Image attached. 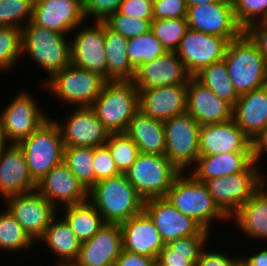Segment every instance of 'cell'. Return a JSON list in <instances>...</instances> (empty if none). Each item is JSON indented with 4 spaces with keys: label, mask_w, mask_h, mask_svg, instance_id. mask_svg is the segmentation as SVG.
<instances>
[{
    "label": "cell",
    "mask_w": 267,
    "mask_h": 266,
    "mask_svg": "<svg viewBox=\"0 0 267 266\" xmlns=\"http://www.w3.org/2000/svg\"><path fill=\"white\" fill-rule=\"evenodd\" d=\"M244 32L256 44L267 63V20H261L251 24Z\"/></svg>",
    "instance_id": "50"
},
{
    "label": "cell",
    "mask_w": 267,
    "mask_h": 266,
    "mask_svg": "<svg viewBox=\"0 0 267 266\" xmlns=\"http://www.w3.org/2000/svg\"><path fill=\"white\" fill-rule=\"evenodd\" d=\"M193 77L203 86L209 88L220 99L227 101L232 106L235 105L239 98L230 79L224 59L202 68Z\"/></svg>",
    "instance_id": "35"
},
{
    "label": "cell",
    "mask_w": 267,
    "mask_h": 266,
    "mask_svg": "<svg viewBox=\"0 0 267 266\" xmlns=\"http://www.w3.org/2000/svg\"><path fill=\"white\" fill-rule=\"evenodd\" d=\"M36 190L58 210L88 200V190L64 162L52 168L37 183Z\"/></svg>",
    "instance_id": "19"
},
{
    "label": "cell",
    "mask_w": 267,
    "mask_h": 266,
    "mask_svg": "<svg viewBox=\"0 0 267 266\" xmlns=\"http://www.w3.org/2000/svg\"><path fill=\"white\" fill-rule=\"evenodd\" d=\"M233 120L252 142L267 129V85L239 95Z\"/></svg>",
    "instance_id": "27"
},
{
    "label": "cell",
    "mask_w": 267,
    "mask_h": 266,
    "mask_svg": "<svg viewBox=\"0 0 267 266\" xmlns=\"http://www.w3.org/2000/svg\"><path fill=\"white\" fill-rule=\"evenodd\" d=\"M192 76L187 72L175 51H167L135 70L133 83L138 90L169 85L187 84Z\"/></svg>",
    "instance_id": "20"
},
{
    "label": "cell",
    "mask_w": 267,
    "mask_h": 266,
    "mask_svg": "<svg viewBox=\"0 0 267 266\" xmlns=\"http://www.w3.org/2000/svg\"><path fill=\"white\" fill-rule=\"evenodd\" d=\"M141 18L129 17L119 12L110 15L104 23L106 26L127 39L143 35L151 30V22Z\"/></svg>",
    "instance_id": "43"
},
{
    "label": "cell",
    "mask_w": 267,
    "mask_h": 266,
    "mask_svg": "<svg viewBox=\"0 0 267 266\" xmlns=\"http://www.w3.org/2000/svg\"><path fill=\"white\" fill-rule=\"evenodd\" d=\"M185 0H157L153 4V20L186 18Z\"/></svg>",
    "instance_id": "47"
},
{
    "label": "cell",
    "mask_w": 267,
    "mask_h": 266,
    "mask_svg": "<svg viewBox=\"0 0 267 266\" xmlns=\"http://www.w3.org/2000/svg\"><path fill=\"white\" fill-rule=\"evenodd\" d=\"M91 109L110 133H124L139 111V91L132 81H108Z\"/></svg>",
    "instance_id": "5"
},
{
    "label": "cell",
    "mask_w": 267,
    "mask_h": 266,
    "mask_svg": "<svg viewBox=\"0 0 267 266\" xmlns=\"http://www.w3.org/2000/svg\"><path fill=\"white\" fill-rule=\"evenodd\" d=\"M184 174L186 172H181L175 178L167 191L166 200L180 213L193 218L210 232L212 224L214 225L213 222L217 219L220 222L225 221V223L230 220L215 203L205 183L196 180L188 172L187 175Z\"/></svg>",
    "instance_id": "2"
},
{
    "label": "cell",
    "mask_w": 267,
    "mask_h": 266,
    "mask_svg": "<svg viewBox=\"0 0 267 266\" xmlns=\"http://www.w3.org/2000/svg\"><path fill=\"white\" fill-rule=\"evenodd\" d=\"M123 0H84V17L93 16L94 21L104 22L110 15L118 11Z\"/></svg>",
    "instance_id": "46"
},
{
    "label": "cell",
    "mask_w": 267,
    "mask_h": 266,
    "mask_svg": "<svg viewBox=\"0 0 267 266\" xmlns=\"http://www.w3.org/2000/svg\"><path fill=\"white\" fill-rule=\"evenodd\" d=\"M234 15L245 30L251 24L267 20V0H232Z\"/></svg>",
    "instance_id": "44"
},
{
    "label": "cell",
    "mask_w": 267,
    "mask_h": 266,
    "mask_svg": "<svg viewBox=\"0 0 267 266\" xmlns=\"http://www.w3.org/2000/svg\"><path fill=\"white\" fill-rule=\"evenodd\" d=\"M187 30L186 18L158 19L151 22V31L167 51H176Z\"/></svg>",
    "instance_id": "40"
},
{
    "label": "cell",
    "mask_w": 267,
    "mask_h": 266,
    "mask_svg": "<svg viewBox=\"0 0 267 266\" xmlns=\"http://www.w3.org/2000/svg\"><path fill=\"white\" fill-rule=\"evenodd\" d=\"M2 210L0 211V250H7L9 253L29 251L32 246L34 247L35 242L5 206Z\"/></svg>",
    "instance_id": "37"
},
{
    "label": "cell",
    "mask_w": 267,
    "mask_h": 266,
    "mask_svg": "<svg viewBox=\"0 0 267 266\" xmlns=\"http://www.w3.org/2000/svg\"><path fill=\"white\" fill-rule=\"evenodd\" d=\"M229 152H253V142L233 119L200 126L199 156Z\"/></svg>",
    "instance_id": "22"
},
{
    "label": "cell",
    "mask_w": 267,
    "mask_h": 266,
    "mask_svg": "<svg viewBox=\"0 0 267 266\" xmlns=\"http://www.w3.org/2000/svg\"><path fill=\"white\" fill-rule=\"evenodd\" d=\"M7 144L8 143L5 140L4 133H3V130H2V126H1V123H0V153L7 146Z\"/></svg>",
    "instance_id": "55"
},
{
    "label": "cell",
    "mask_w": 267,
    "mask_h": 266,
    "mask_svg": "<svg viewBox=\"0 0 267 266\" xmlns=\"http://www.w3.org/2000/svg\"><path fill=\"white\" fill-rule=\"evenodd\" d=\"M222 0H185L187 7L199 4L214 3Z\"/></svg>",
    "instance_id": "54"
},
{
    "label": "cell",
    "mask_w": 267,
    "mask_h": 266,
    "mask_svg": "<svg viewBox=\"0 0 267 266\" xmlns=\"http://www.w3.org/2000/svg\"><path fill=\"white\" fill-rule=\"evenodd\" d=\"M239 266H267V248L251 255L240 256Z\"/></svg>",
    "instance_id": "52"
},
{
    "label": "cell",
    "mask_w": 267,
    "mask_h": 266,
    "mask_svg": "<svg viewBox=\"0 0 267 266\" xmlns=\"http://www.w3.org/2000/svg\"><path fill=\"white\" fill-rule=\"evenodd\" d=\"M147 1L148 3H150L151 5H153L154 3H156L157 0H145Z\"/></svg>",
    "instance_id": "56"
},
{
    "label": "cell",
    "mask_w": 267,
    "mask_h": 266,
    "mask_svg": "<svg viewBox=\"0 0 267 266\" xmlns=\"http://www.w3.org/2000/svg\"><path fill=\"white\" fill-rule=\"evenodd\" d=\"M201 125L224 123L233 119V106L220 99L194 77L187 83V110Z\"/></svg>",
    "instance_id": "24"
},
{
    "label": "cell",
    "mask_w": 267,
    "mask_h": 266,
    "mask_svg": "<svg viewBox=\"0 0 267 266\" xmlns=\"http://www.w3.org/2000/svg\"><path fill=\"white\" fill-rule=\"evenodd\" d=\"M117 12L129 17L153 20V5L145 0H123Z\"/></svg>",
    "instance_id": "49"
},
{
    "label": "cell",
    "mask_w": 267,
    "mask_h": 266,
    "mask_svg": "<svg viewBox=\"0 0 267 266\" xmlns=\"http://www.w3.org/2000/svg\"><path fill=\"white\" fill-rule=\"evenodd\" d=\"M254 163L253 152H229L199 156L189 173L198 181L246 171Z\"/></svg>",
    "instance_id": "28"
},
{
    "label": "cell",
    "mask_w": 267,
    "mask_h": 266,
    "mask_svg": "<svg viewBox=\"0 0 267 266\" xmlns=\"http://www.w3.org/2000/svg\"><path fill=\"white\" fill-rule=\"evenodd\" d=\"M181 172L165 155L139 153L126 171L128 181L146 201L165 198L175 178Z\"/></svg>",
    "instance_id": "8"
},
{
    "label": "cell",
    "mask_w": 267,
    "mask_h": 266,
    "mask_svg": "<svg viewBox=\"0 0 267 266\" xmlns=\"http://www.w3.org/2000/svg\"><path fill=\"white\" fill-rule=\"evenodd\" d=\"M17 145L25 155L30 176L36 184L52 168L63 162V138L51 117Z\"/></svg>",
    "instance_id": "7"
},
{
    "label": "cell",
    "mask_w": 267,
    "mask_h": 266,
    "mask_svg": "<svg viewBox=\"0 0 267 266\" xmlns=\"http://www.w3.org/2000/svg\"><path fill=\"white\" fill-rule=\"evenodd\" d=\"M261 174V167L253 163L244 172L216 177L205 185L218 207L231 218L266 183Z\"/></svg>",
    "instance_id": "9"
},
{
    "label": "cell",
    "mask_w": 267,
    "mask_h": 266,
    "mask_svg": "<svg viewBox=\"0 0 267 266\" xmlns=\"http://www.w3.org/2000/svg\"><path fill=\"white\" fill-rule=\"evenodd\" d=\"M88 200L105 223L121 224L144 210L145 200L125 174L101 180L88 191Z\"/></svg>",
    "instance_id": "1"
},
{
    "label": "cell",
    "mask_w": 267,
    "mask_h": 266,
    "mask_svg": "<svg viewBox=\"0 0 267 266\" xmlns=\"http://www.w3.org/2000/svg\"><path fill=\"white\" fill-rule=\"evenodd\" d=\"M232 219L247 238L267 240V181L232 215Z\"/></svg>",
    "instance_id": "29"
},
{
    "label": "cell",
    "mask_w": 267,
    "mask_h": 266,
    "mask_svg": "<svg viewBox=\"0 0 267 266\" xmlns=\"http://www.w3.org/2000/svg\"><path fill=\"white\" fill-rule=\"evenodd\" d=\"M122 250L120 224L105 223L91 239L81 243L72 266H114Z\"/></svg>",
    "instance_id": "21"
},
{
    "label": "cell",
    "mask_w": 267,
    "mask_h": 266,
    "mask_svg": "<svg viewBox=\"0 0 267 266\" xmlns=\"http://www.w3.org/2000/svg\"><path fill=\"white\" fill-rule=\"evenodd\" d=\"M23 151L17 144L7 145L0 153V195H12L36 190Z\"/></svg>",
    "instance_id": "26"
},
{
    "label": "cell",
    "mask_w": 267,
    "mask_h": 266,
    "mask_svg": "<svg viewBox=\"0 0 267 266\" xmlns=\"http://www.w3.org/2000/svg\"><path fill=\"white\" fill-rule=\"evenodd\" d=\"M163 127L166 141L165 156L180 172H187L199 158L200 125L185 112L164 121Z\"/></svg>",
    "instance_id": "10"
},
{
    "label": "cell",
    "mask_w": 267,
    "mask_h": 266,
    "mask_svg": "<svg viewBox=\"0 0 267 266\" xmlns=\"http://www.w3.org/2000/svg\"><path fill=\"white\" fill-rule=\"evenodd\" d=\"M210 235H193L168 242L159 252L156 266H196Z\"/></svg>",
    "instance_id": "32"
},
{
    "label": "cell",
    "mask_w": 267,
    "mask_h": 266,
    "mask_svg": "<svg viewBox=\"0 0 267 266\" xmlns=\"http://www.w3.org/2000/svg\"><path fill=\"white\" fill-rule=\"evenodd\" d=\"M186 21L190 29L224 37L229 42L244 32L235 18L232 0L189 6Z\"/></svg>",
    "instance_id": "14"
},
{
    "label": "cell",
    "mask_w": 267,
    "mask_h": 266,
    "mask_svg": "<svg viewBox=\"0 0 267 266\" xmlns=\"http://www.w3.org/2000/svg\"><path fill=\"white\" fill-rule=\"evenodd\" d=\"M61 216L82 243L91 239L105 224L102 215L89 201L61 208Z\"/></svg>",
    "instance_id": "34"
},
{
    "label": "cell",
    "mask_w": 267,
    "mask_h": 266,
    "mask_svg": "<svg viewBox=\"0 0 267 266\" xmlns=\"http://www.w3.org/2000/svg\"><path fill=\"white\" fill-rule=\"evenodd\" d=\"M93 147H64L63 162L89 191L95 185Z\"/></svg>",
    "instance_id": "36"
},
{
    "label": "cell",
    "mask_w": 267,
    "mask_h": 266,
    "mask_svg": "<svg viewBox=\"0 0 267 266\" xmlns=\"http://www.w3.org/2000/svg\"><path fill=\"white\" fill-rule=\"evenodd\" d=\"M21 41L20 28L0 27V71L8 72L18 63L22 56Z\"/></svg>",
    "instance_id": "42"
},
{
    "label": "cell",
    "mask_w": 267,
    "mask_h": 266,
    "mask_svg": "<svg viewBox=\"0 0 267 266\" xmlns=\"http://www.w3.org/2000/svg\"><path fill=\"white\" fill-rule=\"evenodd\" d=\"M42 82L43 88L56 96L61 103L82 108L92 106L108 81L100 74L70 64Z\"/></svg>",
    "instance_id": "6"
},
{
    "label": "cell",
    "mask_w": 267,
    "mask_h": 266,
    "mask_svg": "<svg viewBox=\"0 0 267 266\" xmlns=\"http://www.w3.org/2000/svg\"><path fill=\"white\" fill-rule=\"evenodd\" d=\"M58 125L64 147H98L105 145L110 132L97 118L91 107L73 108L71 113Z\"/></svg>",
    "instance_id": "16"
},
{
    "label": "cell",
    "mask_w": 267,
    "mask_h": 266,
    "mask_svg": "<svg viewBox=\"0 0 267 266\" xmlns=\"http://www.w3.org/2000/svg\"><path fill=\"white\" fill-rule=\"evenodd\" d=\"M93 164L95 184L101 180L113 178L121 174L116 168L114 160L106 145L94 148Z\"/></svg>",
    "instance_id": "45"
},
{
    "label": "cell",
    "mask_w": 267,
    "mask_h": 266,
    "mask_svg": "<svg viewBox=\"0 0 267 266\" xmlns=\"http://www.w3.org/2000/svg\"><path fill=\"white\" fill-rule=\"evenodd\" d=\"M120 227L123 250L157 260L159 252L166 244L144 210L122 222Z\"/></svg>",
    "instance_id": "25"
},
{
    "label": "cell",
    "mask_w": 267,
    "mask_h": 266,
    "mask_svg": "<svg viewBox=\"0 0 267 266\" xmlns=\"http://www.w3.org/2000/svg\"><path fill=\"white\" fill-rule=\"evenodd\" d=\"M41 241L52 254L54 253L53 256L59 258L56 266H72L78 258L81 242L63 217H54L44 235L38 240L39 243Z\"/></svg>",
    "instance_id": "30"
},
{
    "label": "cell",
    "mask_w": 267,
    "mask_h": 266,
    "mask_svg": "<svg viewBox=\"0 0 267 266\" xmlns=\"http://www.w3.org/2000/svg\"><path fill=\"white\" fill-rule=\"evenodd\" d=\"M267 152V129L253 141L254 163L259 166V160Z\"/></svg>",
    "instance_id": "53"
},
{
    "label": "cell",
    "mask_w": 267,
    "mask_h": 266,
    "mask_svg": "<svg viewBox=\"0 0 267 266\" xmlns=\"http://www.w3.org/2000/svg\"><path fill=\"white\" fill-rule=\"evenodd\" d=\"M107 81H133L135 68L128 59V39L110 30L105 24Z\"/></svg>",
    "instance_id": "33"
},
{
    "label": "cell",
    "mask_w": 267,
    "mask_h": 266,
    "mask_svg": "<svg viewBox=\"0 0 267 266\" xmlns=\"http://www.w3.org/2000/svg\"><path fill=\"white\" fill-rule=\"evenodd\" d=\"M144 211L156 226L165 244L179 238L193 235H211L193 218L180 213L166 198H152L145 201Z\"/></svg>",
    "instance_id": "17"
},
{
    "label": "cell",
    "mask_w": 267,
    "mask_h": 266,
    "mask_svg": "<svg viewBox=\"0 0 267 266\" xmlns=\"http://www.w3.org/2000/svg\"><path fill=\"white\" fill-rule=\"evenodd\" d=\"M85 21L82 0H34V25L68 35Z\"/></svg>",
    "instance_id": "18"
},
{
    "label": "cell",
    "mask_w": 267,
    "mask_h": 266,
    "mask_svg": "<svg viewBox=\"0 0 267 266\" xmlns=\"http://www.w3.org/2000/svg\"><path fill=\"white\" fill-rule=\"evenodd\" d=\"M128 59L135 70L142 64L164 55L167 50L155 37L153 32L128 39Z\"/></svg>",
    "instance_id": "38"
},
{
    "label": "cell",
    "mask_w": 267,
    "mask_h": 266,
    "mask_svg": "<svg viewBox=\"0 0 267 266\" xmlns=\"http://www.w3.org/2000/svg\"><path fill=\"white\" fill-rule=\"evenodd\" d=\"M139 91V111L166 121L187 110V84L169 85Z\"/></svg>",
    "instance_id": "23"
},
{
    "label": "cell",
    "mask_w": 267,
    "mask_h": 266,
    "mask_svg": "<svg viewBox=\"0 0 267 266\" xmlns=\"http://www.w3.org/2000/svg\"><path fill=\"white\" fill-rule=\"evenodd\" d=\"M68 35L34 25L31 21L21 29V53L42 67L49 79L71 64Z\"/></svg>",
    "instance_id": "4"
},
{
    "label": "cell",
    "mask_w": 267,
    "mask_h": 266,
    "mask_svg": "<svg viewBox=\"0 0 267 266\" xmlns=\"http://www.w3.org/2000/svg\"><path fill=\"white\" fill-rule=\"evenodd\" d=\"M213 250V251H212ZM210 251L209 248L207 250V246L200 254V258L196 263V266H239V256L233 257L232 255H228L220 251H214L212 248ZM232 256V257H231Z\"/></svg>",
    "instance_id": "48"
},
{
    "label": "cell",
    "mask_w": 267,
    "mask_h": 266,
    "mask_svg": "<svg viewBox=\"0 0 267 266\" xmlns=\"http://www.w3.org/2000/svg\"><path fill=\"white\" fill-rule=\"evenodd\" d=\"M5 208L38 244L59 210L37 190L5 198Z\"/></svg>",
    "instance_id": "12"
},
{
    "label": "cell",
    "mask_w": 267,
    "mask_h": 266,
    "mask_svg": "<svg viewBox=\"0 0 267 266\" xmlns=\"http://www.w3.org/2000/svg\"><path fill=\"white\" fill-rule=\"evenodd\" d=\"M23 90L19 91L0 112V123L5 140L9 144H18L28 138L50 118L45 109L38 105L35 96Z\"/></svg>",
    "instance_id": "11"
},
{
    "label": "cell",
    "mask_w": 267,
    "mask_h": 266,
    "mask_svg": "<svg viewBox=\"0 0 267 266\" xmlns=\"http://www.w3.org/2000/svg\"><path fill=\"white\" fill-rule=\"evenodd\" d=\"M105 145L121 174H125L129 170L140 153L136 143L125 132L110 133Z\"/></svg>",
    "instance_id": "39"
},
{
    "label": "cell",
    "mask_w": 267,
    "mask_h": 266,
    "mask_svg": "<svg viewBox=\"0 0 267 266\" xmlns=\"http://www.w3.org/2000/svg\"><path fill=\"white\" fill-rule=\"evenodd\" d=\"M125 133L136 143L140 153L165 155L166 141L162 121L138 111L129 121Z\"/></svg>",
    "instance_id": "31"
},
{
    "label": "cell",
    "mask_w": 267,
    "mask_h": 266,
    "mask_svg": "<svg viewBox=\"0 0 267 266\" xmlns=\"http://www.w3.org/2000/svg\"><path fill=\"white\" fill-rule=\"evenodd\" d=\"M228 43L224 37L188 28L175 52L193 77L202 68L224 59Z\"/></svg>",
    "instance_id": "15"
},
{
    "label": "cell",
    "mask_w": 267,
    "mask_h": 266,
    "mask_svg": "<svg viewBox=\"0 0 267 266\" xmlns=\"http://www.w3.org/2000/svg\"><path fill=\"white\" fill-rule=\"evenodd\" d=\"M34 0H0V27L22 29L32 19Z\"/></svg>",
    "instance_id": "41"
},
{
    "label": "cell",
    "mask_w": 267,
    "mask_h": 266,
    "mask_svg": "<svg viewBox=\"0 0 267 266\" xmlns=\"http://www.w3.org/2000/svg\"><path fill=\"white\" fill-rule=\"evenodd\" d=\"M224 60L238 95L267 85L265 57L245 32L228 43Z\"/></svg>",
    "instance_id": "3"
},
{
    "label": "cell",
    "mask_w": 267,
    "mask_h": 266,
    "mask_svg": "<svg viewBox=\"0 0 267 266\" xmlns=\"http://www.w3.org/2000/svg\"><path fill=\"white\" fill-rule=\"evenodd\" d=\"M81 26L74 29L76 35L70 39L71 65L100 74L107 80L105 23L94 21V25Z\"/></svg>",
    "instance_id": "13"
},
{
    "label": "cell",
    "mask_w": 267,
    "mask_h": 266,
    "mask_svg": "<svg viewBox=\"0 0 267 266\" xmlns=\"http://www.w3.org/2000/svg\"><path fill=\"white\" fill-rule=\"evenodd\" d=\"M114 266H156L154 258L122 250Z\"/></svg>",
    "instance_id": "51"
}]
</instances>
